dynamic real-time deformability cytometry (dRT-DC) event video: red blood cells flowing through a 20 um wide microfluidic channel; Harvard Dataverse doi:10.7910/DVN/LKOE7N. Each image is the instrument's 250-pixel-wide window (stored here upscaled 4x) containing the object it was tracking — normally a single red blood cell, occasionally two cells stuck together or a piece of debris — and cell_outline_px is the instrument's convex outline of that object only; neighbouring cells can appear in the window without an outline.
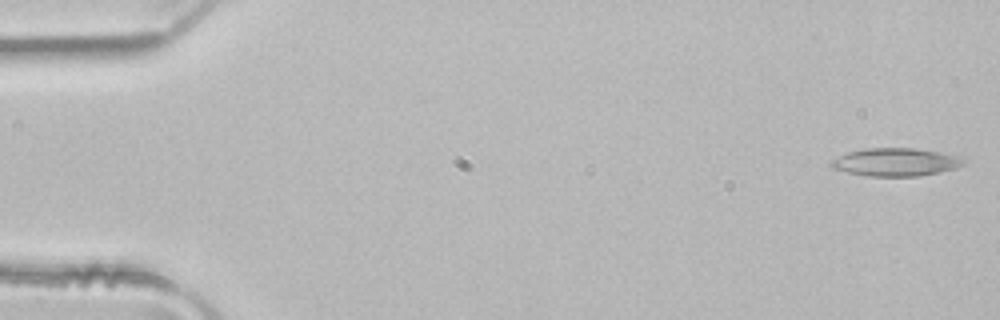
{"species": "common noctule bat (a hibernating species)", "species_latin": "Nyctalus noctula", "temperature_condition": "room temperature", "stored_images_in_passage": 3, "camera_frame_rate_fps": 3000, "um_per_image_px": 0.085, "animal": {"sex": "male", "body_mass_g": 21.5, "forearm_length_mm": 52.0}, "frame": {"image": 1, "passage_image": 1, "time_ms": 0.0, "image_size_px": [1000, 320], "cell_outline_px": [[968, 160], [964, 164], [956, 168], [940, 172], [916, 176], [864, 176], [832, 168], [828, 164], [832, 160], [848, 152], [864, 148], [916, 148], [956, 156]], "centroid_in_image_um": [76.11, 13.78], "position_along_channel_um": 8.9, "area_um2": 21.5}}
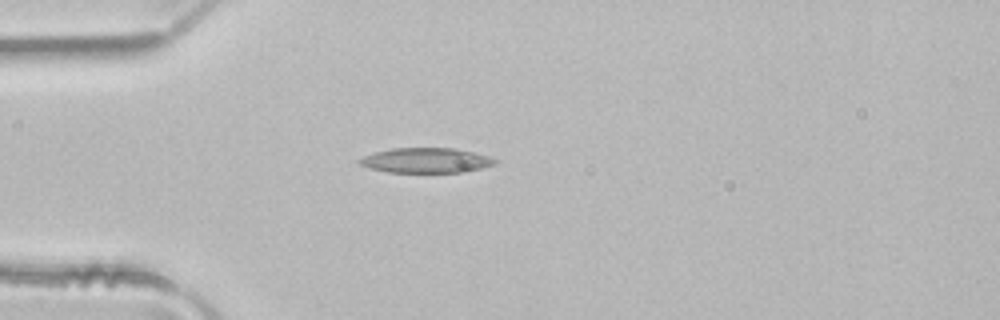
{"frame": {"image": 2, "passage_image": 3, "time_ms": 0.667, "image_size_px": [1000, 320], "cell_outline_px": [[496, 164], [480, 168], [460, 172], [388, 172], [372, 168], [360, 164], [356, 160], [364, 156], [376, 152], [392, 148], [456, 148], [488, 156], [496, 160]], "centroid_in_image_um": [36.2, 13.62], "position_along_channel_um": 48.8, "area_um2": 19.42}}